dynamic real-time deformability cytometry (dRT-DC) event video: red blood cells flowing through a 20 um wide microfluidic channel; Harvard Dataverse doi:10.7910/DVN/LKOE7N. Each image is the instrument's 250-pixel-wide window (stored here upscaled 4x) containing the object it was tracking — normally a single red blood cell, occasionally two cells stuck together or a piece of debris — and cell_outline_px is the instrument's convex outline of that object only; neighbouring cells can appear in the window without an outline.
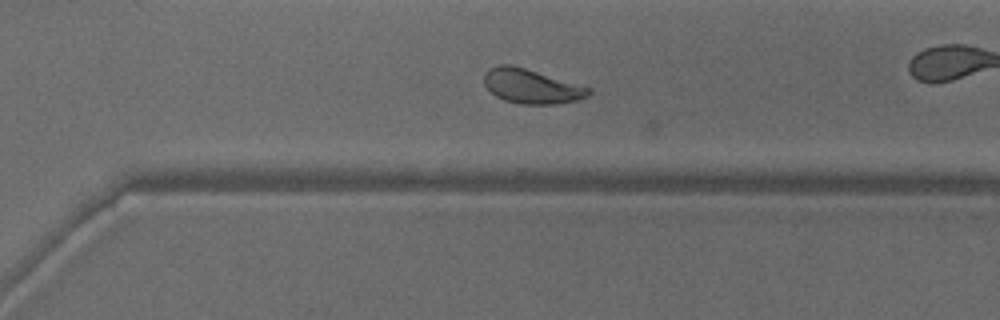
{"species": "common noctule bat (a hibernating species)", "species_latin": "Nyctalus noctula", "temperature_condition": "warm", "stored_images_in_passage": 31, "camera_frame_rate_fps": 3000, "um_per_image_px": 0.085, "animal": {"sex": "male", "body_mass_g": 18.8}, "frame": {"image": 1, "passage_image": 30, "time_ms": 9.667, "image_size_px": [1000, 320], "cell_outline_px": [[592, 92], [588, 96], [576, 100], [552, 104], [520, 104], [504, 100], [496, 96], [484, 84], [484, 76], [488, 68], [500, 64], [512, 64], [592, 88]], "centroid_in_image_um": [45.17, 7.32], "position_along_channel_um": 325.4, "area_um2": 20.92}}